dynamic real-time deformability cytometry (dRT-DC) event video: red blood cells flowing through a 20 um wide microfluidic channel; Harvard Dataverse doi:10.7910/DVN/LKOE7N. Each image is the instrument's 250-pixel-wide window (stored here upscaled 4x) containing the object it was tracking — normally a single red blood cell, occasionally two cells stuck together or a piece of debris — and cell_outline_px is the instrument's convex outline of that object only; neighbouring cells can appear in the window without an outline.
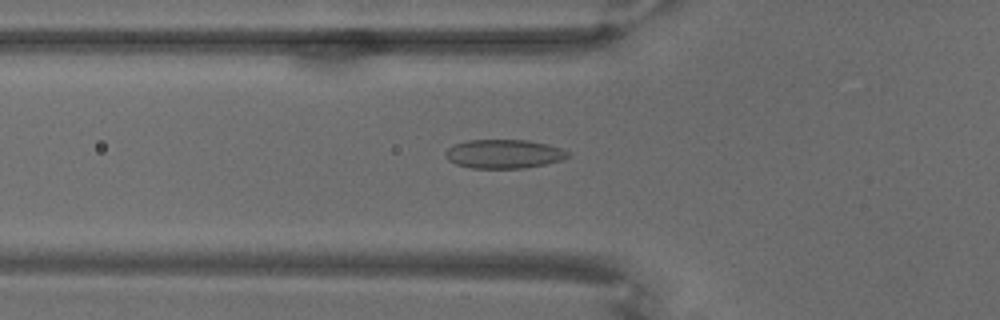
{"species": "common noctule bat (a hibernating species)", "species_latin": "Nyctalus noctula", "temperature_condition": "warm", "stored_images_in_passage": 71, "camera_frame_rate_fps": 3000, "um_per_image_px": 0.085, "animal": {"sex": "male", "body_mass_g": 18.8}, "frame": {"image": 1, "passage_image": 26, "time_ms": 8.333, "image_size_px": [1000, 320], "cell_outline_px": [[572, 152], [568, 156], [560, 160], [544, 164], [524, 168], [472, 168], [456, 164], [448, 160], [444, 156], [444, 152], [452, 144], [468, 140], [528, 140], [548, 144]], "centroid_in_image_um": [42.8, 13.07], "position_along_channel_um": 83.0, "area_um2": 20.69}}
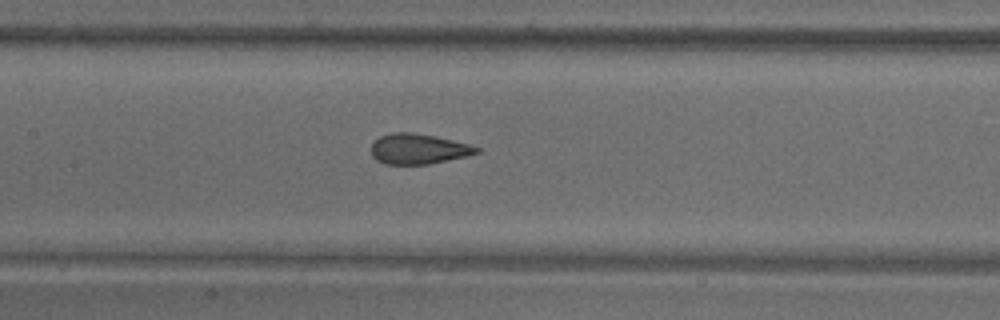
{"frame": {"image": 2, "passage_image": 35, "time_ms": 11.333, "image_size_px": [1000, 320], "cell_outline_px": [[480, 152], [468, 156], [428, 164], [384, 164], [376, 160], [372, 156], [372, 144], [380, 136], [392, 132], [412, 132], [452, 140], [468, 144], [480, 148]], "centroid_in_image_um": [35.55, 12.66], "position_along_channel_um": 171.8, "area_um2": 18.5}}
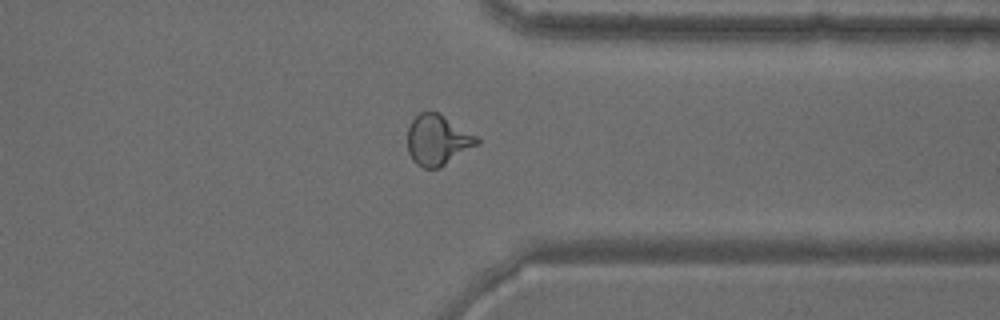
{"frame": {"image": 3, "passage_image": 56, "time_ms": 18.333, "image_size_px": [1000, 320], "cell_outline_px": [[480, 144], [440, 168], [424, 168], [416, 164], [412, 160], [408, 152], [408, 128], [412, 120], [420, 112], [436, 112], [444, 116], [476, 136], [480, 140]], "centroid_in_image_um": [37.2, 11.93], "position_along_channel_um": 374.2, "area_um2": 20.35}}